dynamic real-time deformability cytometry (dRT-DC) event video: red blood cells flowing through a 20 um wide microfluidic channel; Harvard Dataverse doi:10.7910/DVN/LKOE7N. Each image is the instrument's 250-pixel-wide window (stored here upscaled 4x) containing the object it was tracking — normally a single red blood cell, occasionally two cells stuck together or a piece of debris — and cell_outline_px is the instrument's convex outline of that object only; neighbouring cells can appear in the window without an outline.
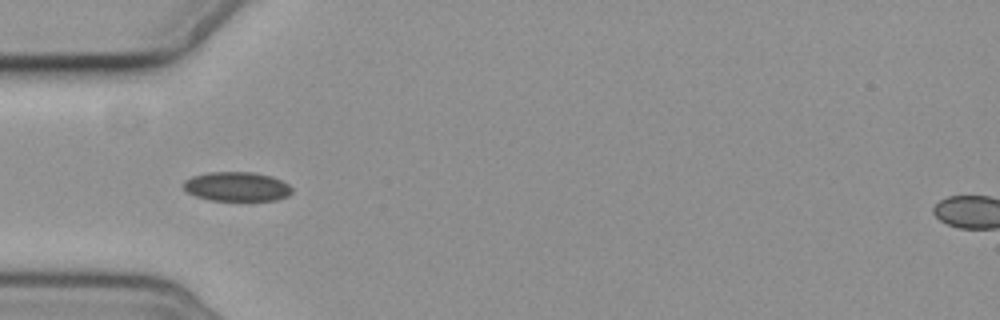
{"species": "common noctule bat (a hibernating species)", "species_latin": "Nyctalus noctula", "temperature_condition": "cold", "stored_images_in_passage": 9, "camera_frame_rate_fps": 3000, "um_per_image_px": 0.085, "animal": {"sex": "female", "body_mass_g": 19.3, "forearm_length_mm": 54.1}, "frame": {"image": 1, "passage_image": 4, "time_ms": 4.0, "image_size_px": [1000, 320], "cell_outline_px": [[292, 192], [288, 196], [276, 200], [208, 200], [196, 196], [188, 192], [184, 188], [184, 180], [192, 176], [208, 172], [252, 172], [272, 176], [288, 184], [292, 188]], "centroid_in_image_um": [20.13, 15.85], "position_along_channel_um": 64.9, "area_um2": 18.5}}
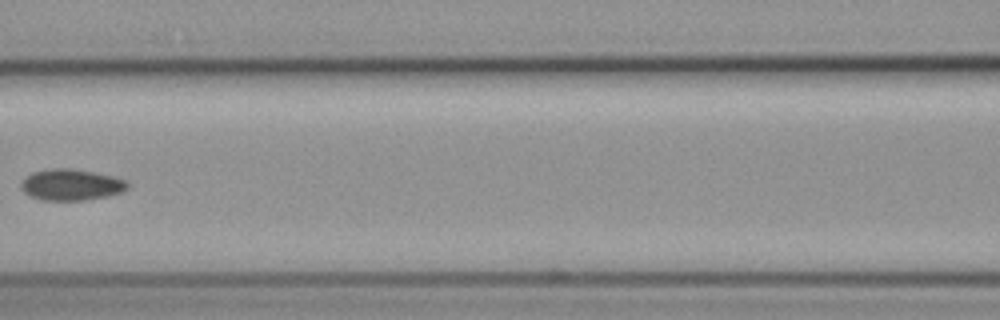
{"frame": {"image": 2, "passage_image": 6, "time_ms": 6.667, "image_size_px": [1000, 320], "cell_outline_px": [[128, 188], [120, 192], [108, 196], [84, 200], [40, 200], [24, 192], [20, 184], [32, 172], [52, 168], [72, 168], [112, 176], [124, 180], [128, 184]], "centroid_in_image_um": [6.04, 15.7], "position_along_channel_um": 160.6, "area_um2": 19.13}}
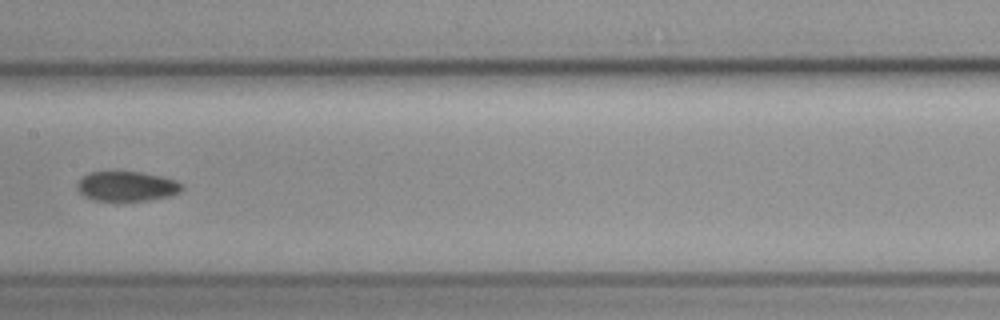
{"frame": {"image": 3, "passage_image": 7, "time_ms": 7.667, "image_size_px": [1000, 320], "cell_outline_px": [[184, 188], [180, 192], [172, 196], [148, 200], [96, 200], [84, 196], [76, 188], [76, 184], [88, 172], [112, 168], [140, 172], [160, 176], [176, 180], [184, 184]], "centroid_in_image_um": [10.77, 15.78], "position_along_channel_um": 196.6, "area_um2": 18.9}}